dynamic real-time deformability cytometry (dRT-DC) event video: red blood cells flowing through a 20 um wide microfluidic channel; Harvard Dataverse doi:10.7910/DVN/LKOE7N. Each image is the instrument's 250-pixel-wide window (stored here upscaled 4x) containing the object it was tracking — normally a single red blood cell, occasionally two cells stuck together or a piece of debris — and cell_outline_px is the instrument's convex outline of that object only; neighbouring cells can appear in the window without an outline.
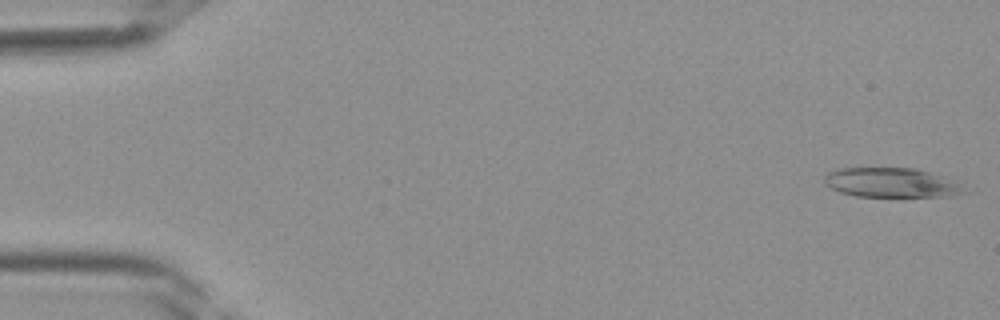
{"species": "Egyptian fruit bat (a non-hibernating species)", "species_latin": "Rousettus aegyptiacus", "temperature_condition": "room temperature", "stored_images_in_passage": 39, "camera_frame_rate_fps": 3000, "um_per_image_px": 0.085, "frame": {"image": 1, "passage_image": 1, "time_ms": 0.0, "image_size_px": [1000, 320], "cell_outline_px": [[972, 192], [952, 196], [856, 196], [840, 192], [828, 188], [824, 184], [824, 176], [828, 172], [836, 168], [916, 168], [940, 176], [960, 184]], "centroid_in_image_um": [75.74, 15.53], "position_along_channel_um": 9.3, "area_um2": 24.16}}
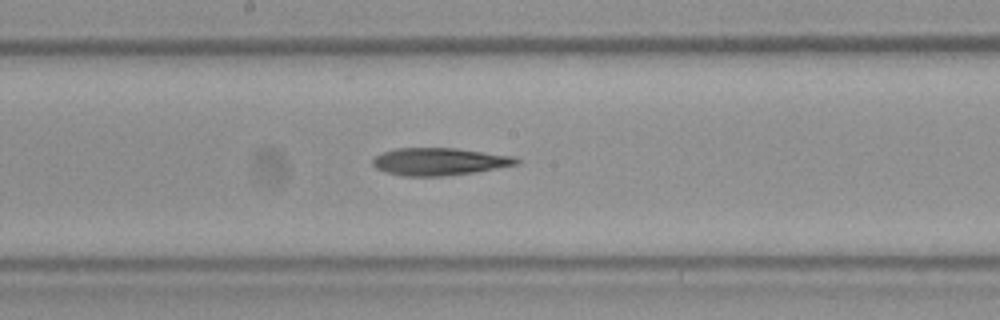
{"frame": {"image": 2, "passage_image": 21, "time_ms": 6.667, "image_size_px": [1000, 320], "cell_outline_px": [[520, 164], [476, 172], [440, 176], [404, 176], [384, 172], [376, 168], [372, 164], [372, 160], [376, 156], [384, 152], [396, 148], [456, 148], [516, 156], [520, 160]], "centroid_in_image_um": [37.38, 13.73], "position_along_channel_um": 210.8, "area_um2": 23.12}}
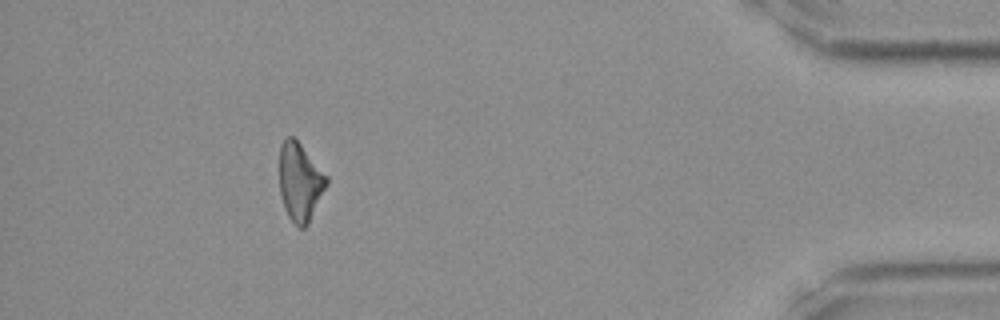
{"frame": {"image": 3, "passage_image": 36, "time_ms": 11.667, "image_size_px": [1000, 320], "cell_outline_px": [[328, 184], [308, 224], [304, 228], [300, 228], [288, 216], [284, 208], [280, 192], [280, 144], [288, 136], [292, 136], [300, 144], [328, 176]], "centroid_in_image_um": [25.51, 15.47], "position_along_channel_um": 409.7, "area_um2": 21.27}}